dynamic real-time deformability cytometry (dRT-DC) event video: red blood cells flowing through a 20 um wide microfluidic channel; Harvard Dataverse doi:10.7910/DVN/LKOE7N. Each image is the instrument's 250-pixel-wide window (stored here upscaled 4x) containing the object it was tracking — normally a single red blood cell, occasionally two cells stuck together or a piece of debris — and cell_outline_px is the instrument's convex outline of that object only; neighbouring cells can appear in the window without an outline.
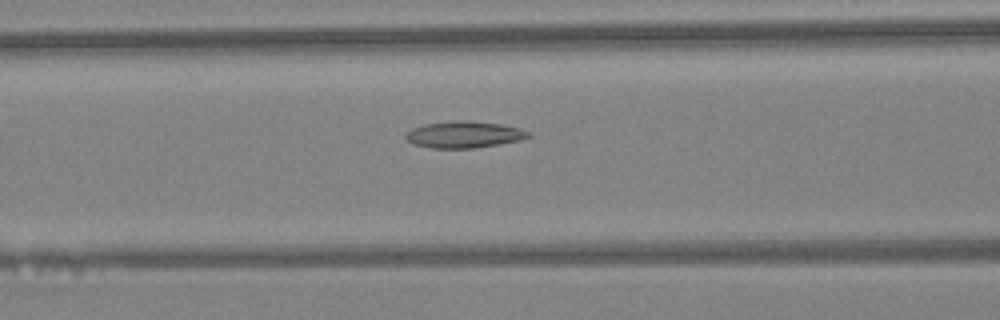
{"species": "Egyptian fruit bat (a non-hibernating species)", "species_latin": "Rousettus aegyptiacus", "temperature_condition": "warm", "stored_images_in_passage": 32, "camera_frame_rate_fps": 3000, "um_per_image_px": 0.085, "animal": {"sex": "female"}, "frame": {"image": 1, "passage_image": 11, "time_ms": 3.333, "image_size_px": [1000, 320], "cell_outline_px": [[532, 136], [520, 140], [476, 148], [432, 148], [412, 144], [404, 136], [412, 128], [424, 124], [460, 120], [468, 120], [500, 124], [520, 128], [532, 132]], "centroid_in_image_um": [39.47, 11.44], "position_along_channel_um": 127.1, "area_um2": 19.07}}
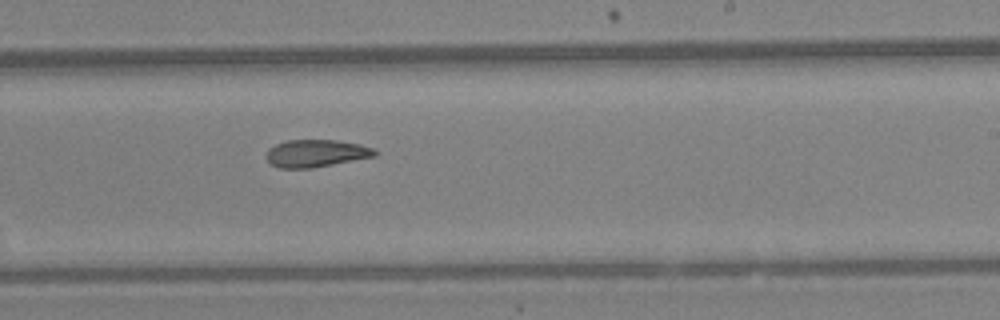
{"frame": {"image": 2, "passage_image": 20, "time_ms": 6.333, "image_size_px": [1000, 320], "cell_outline_px": [[380, 152], [376, 156], [312, 168], [280, 168], [272, 164], [268, 160], [268, 148], [276, 144], [288, 140], [336, 140], [360, 144], [372, 148]], "centroid_in_image_um": [26.91, 13.03], "position_along_channel_um": 262.1, "area_um2": 17.22}}
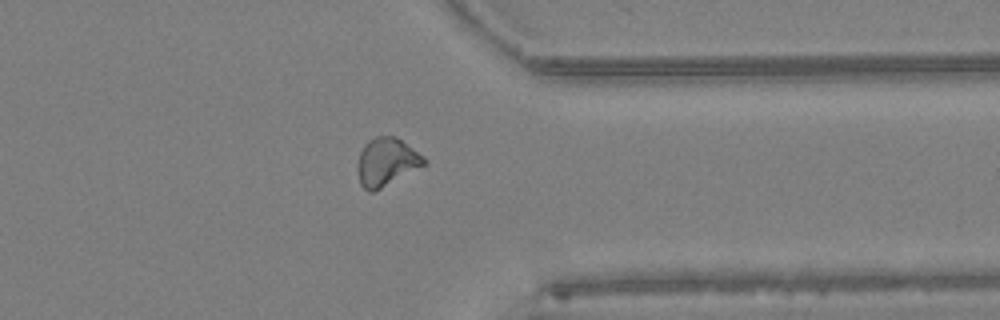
{"frame": {"image": 3, "passage_image": 28, "time_ms": 9.0, "image_size_px": [1000, 320], "cell_outline_px": [[428, 164], [372, 192], [368, 192], [360, 184], [356, 168], [360, 152], [364, 144], [368, 140], [376, 136], [396, 136], [424, 156], [428, 160]], "centroid_in_image_um": [32.86, 13.76], "position_along_channel_um": 378.5, "area_um2": 18.79}, "authors_computed_cell_mechanics": {"area_um2": 17.918, "velocity_mm_per_s": 4.5287, "shape_relaxation_time_tau1_ms": null, "shape_relaxation_time_tau2_ms": 7.4249, "deformation_change_tau1": null, "deformation_change_tau2": 0.1895}}